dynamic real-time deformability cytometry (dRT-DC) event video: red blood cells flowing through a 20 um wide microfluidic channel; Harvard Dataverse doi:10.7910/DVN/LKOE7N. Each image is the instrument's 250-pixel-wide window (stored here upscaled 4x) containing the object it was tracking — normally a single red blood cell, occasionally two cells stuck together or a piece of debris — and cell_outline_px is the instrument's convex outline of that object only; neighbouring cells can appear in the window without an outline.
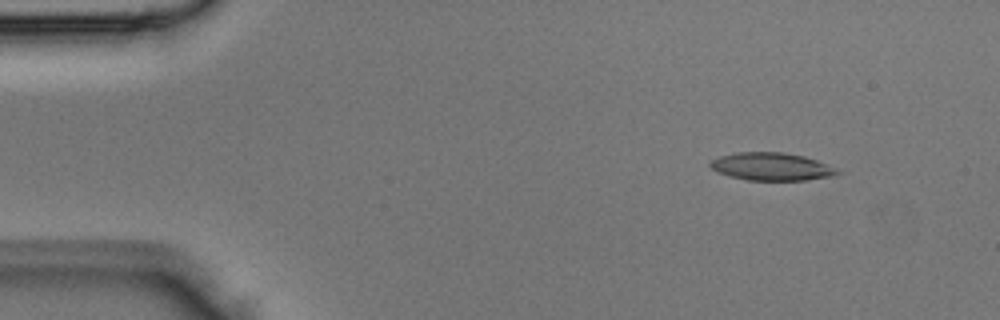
{"species": "Egyptian fruit bat (a non-hibernating species)", "species_latin": "Rousettus aegyptiacus", "temperature_condition": "room temperature", "stored_images_in_passage": 39, "camera_frame_rate_fps": 3000, "um_per_image_px": 0.085, "animal": {"sex": "male"}, "frame": {"image": 1, "passage_image": 2, "time_ms": 0.333, "image_size_px": [1000, 320], "cell_outline_px": [[840, 172], [832, 176], [804, 180], [748, 180], [716, 172], [708, 164], [712, 160], [720, 156], [736, 152], [784, 152], [804, 156], [816, 160], [836, 168]], "centroid_in_image_um": [65.56, 14.15], "position_along_channel_um": 19.4, "area_um2": 20.4}}
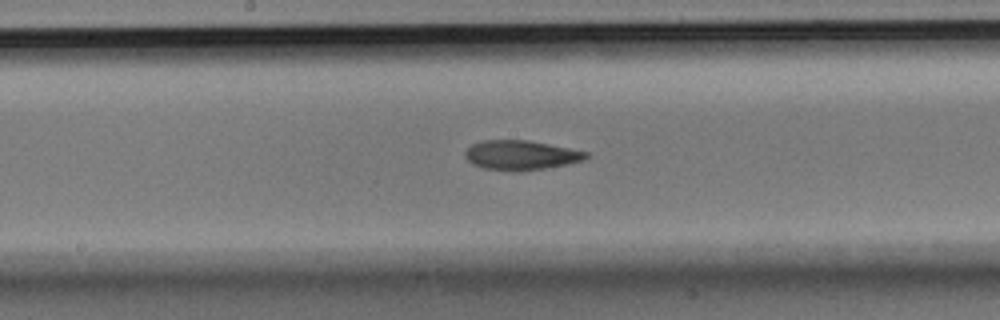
{"frame": {"image": 2, "passage_image": 19, "time_ms": 6.0, "image_size_px": [1000, 320], "cell_outline_px": [[592, 152], [584, 160], [568, 164], [520, 172], [512, 172], [484, 168], [472, 164], [464, 156], [464, 152], [472, 144], [484, 140], [528, 140]], "centroid_in_image_um": [44.3, 13.19], "position_along_channel_um": 203.9, "area_um2": 21.1}}
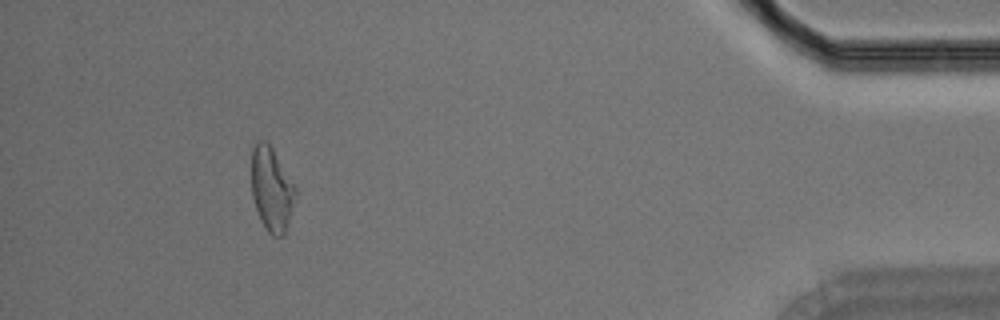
{"frame": {"image": 3, "passage_image": 36, "time_ms": 11.667, "image_size_px": [1000, 320], "cell_outline_px": [[296, 196], [284, 236], [272, 236], [268, 232], [260, 220], [252, 196], [252, 144], [256, 140], [268, 140], [296, 188]], "centroid_in_image_um": [23.07, 16.05], "position_along_channel_um": 412.1, "area_um2": 21.62}}